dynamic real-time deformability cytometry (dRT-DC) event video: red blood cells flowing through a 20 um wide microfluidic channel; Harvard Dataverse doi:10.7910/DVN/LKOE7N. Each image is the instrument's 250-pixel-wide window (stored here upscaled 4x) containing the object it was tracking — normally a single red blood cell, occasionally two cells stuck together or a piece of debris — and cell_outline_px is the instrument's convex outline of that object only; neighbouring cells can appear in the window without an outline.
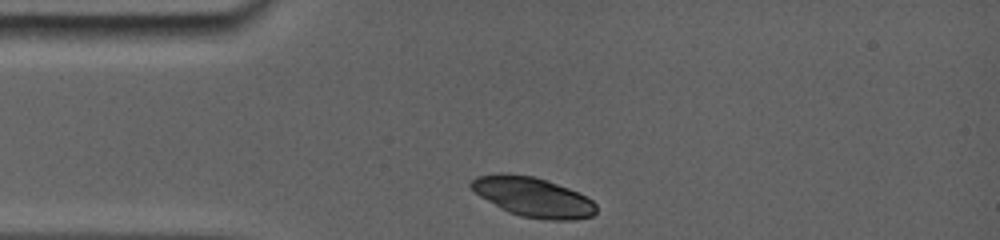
{"species": "common noctule bat (a hibernating species)", "species_latin": "Nyctalus noctula", "temperature_condition": "room temperature", "stored_images_in_passage": 2, "camera_frame_rate_fps": 5000, "um_per_image_px": 0.085, "animal": {"sex": "female", "body_mass_g": 19.0, "forearm_length_mm": 56.7}, "frame": {"image": 1, "passage_image": 1, "time_ms": 0.0, "image_size_px": [1000, 240], "cell_outline_px": [[596, 212], [592, 216], [572, 220], [548, 220], [520, 216], [508, 212], [500, 208], [480, 196], [468, 184], [476, 176], [500, 172], [504, 172], [532, 176], [548, 180], [580, 192], [588, 196], [596, 204]], "centroid_in_image_um": [45.31, 16.73], "position_along_channel_um": 39.7, "area_um2": 29.19}}